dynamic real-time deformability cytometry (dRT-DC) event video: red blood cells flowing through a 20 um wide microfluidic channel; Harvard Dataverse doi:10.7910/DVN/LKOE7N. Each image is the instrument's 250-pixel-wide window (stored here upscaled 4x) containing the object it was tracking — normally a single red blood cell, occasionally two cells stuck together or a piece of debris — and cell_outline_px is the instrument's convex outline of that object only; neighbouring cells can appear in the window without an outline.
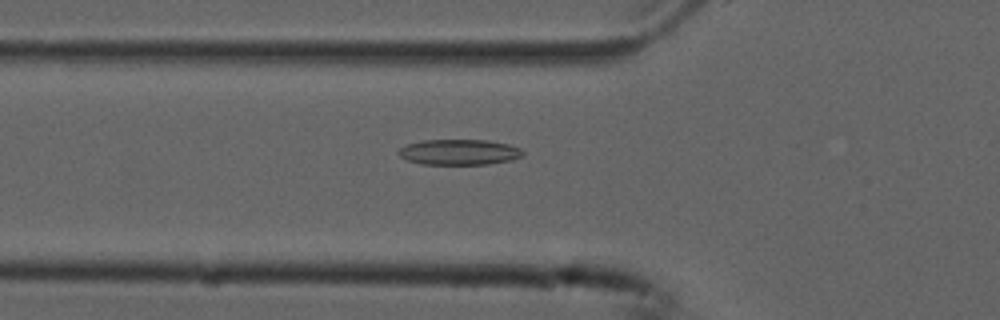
{"species": "common noctule bat (a hibernating species)", "species_latin": "Nyctalus noctula", "temperature_condition": "cold", "stored_images_in_passage": 53, "camera_frame_rate_fps": 3000, "um_per_image_px": 0.085, "animal": {"sex": "male", "forearm_length_mm": 52.5}, "frame": {"image": 1, "passage_image": 18, "time_ms": 5.667, "image_size_px": [1000, 320], "cell_outline_px": [[524, 156], [512, 160], [488, 164], [420, 164], [408, 160], [400, 156], [396, 152], [400, 148], [408, 144], [420, 140], [488, 140], [508, 144], [520, 148], [524, 152]], "centroid_in_image_um": [39.04, 12.93], "position_along_channel_um": 86.8, "area_um2": 18.61}}
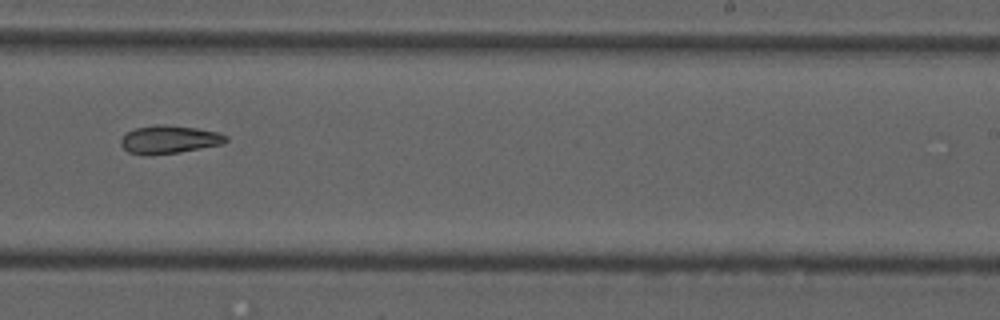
{"frame": {"image": 2, "passage_image": 33, "time_ms": 10.667, "image_size_px": [1000, 320], "cell_outline_px": [[228, 140], [224, 144], [180, 152], [128, 152], [120, 144], [120, 140], [128, 132], [136, 128], [156, 124], [164, 124], [196, 128], [216, 132], [228, 136]], "centroid_in_image_um": [14.45, 11.81], "position_along_channel_um": 274.5, "area_um2": 16.53}}
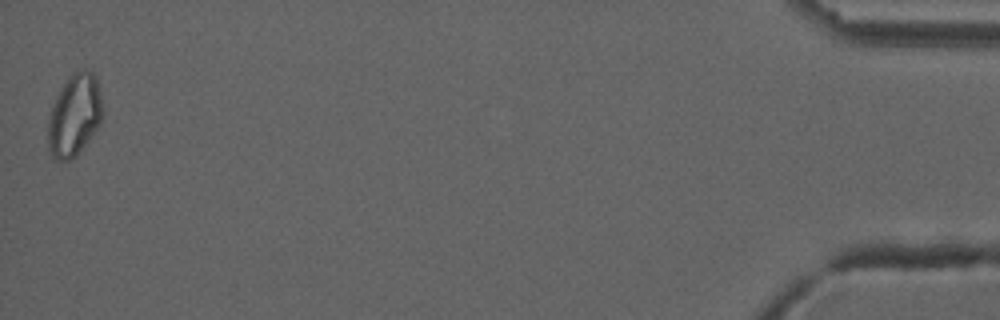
{"frame": {"image": 3, "passage_image": 53, "time_ms": 17.333, "image_size_px": [1000, 320], "cell_outline_px": [[104, 116], [100, 124], [88, 140], [68, 160], [56, 160], [52, 156], [48, 148], [48, 120], [56, 96], [68, 76], [76, 68], [88, 68], [96, 76], [104, 108]], "centroid_in_image_um": [6.35, 9.7], "position_along_channel_um": 428.8, "area_um2": 26.18}}